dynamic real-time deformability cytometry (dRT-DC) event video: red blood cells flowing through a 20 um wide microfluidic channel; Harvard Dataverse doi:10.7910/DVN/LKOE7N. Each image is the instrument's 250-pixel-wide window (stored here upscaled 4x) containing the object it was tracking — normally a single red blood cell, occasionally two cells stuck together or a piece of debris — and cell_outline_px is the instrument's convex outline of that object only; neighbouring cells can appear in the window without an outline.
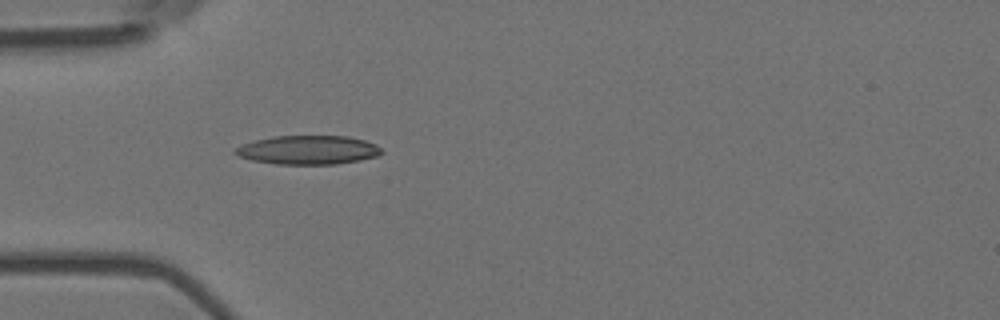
{"species": "Egyptian fruit bat (a non-hibernating species)", "species_latin": "Rousettus aegyptiacus", "temperature_condition": "room temperature", "stored_images_in_passage": 4, "camera_frame_rate_fps": 3000, "um_per_image_px": 0.085, "animal": {"sex": "female"}, "frame": {"image": 1, "passage_image": 4, "time_ms": 1.0, "image_size_px": [1000, 320], "cell_outline_px": [[384, 152], [380, 156], [360, 160], [336, 164], [276, 164], [252, 160], [240, 156], [232, 152], [240, 144], [272, 136], [348, 136], [364, 140], [376, 144]], "centroid_in_image_um": [26.21, 12.74], "position_along_channel_um": 58.8, "area_um2": 24.74}}